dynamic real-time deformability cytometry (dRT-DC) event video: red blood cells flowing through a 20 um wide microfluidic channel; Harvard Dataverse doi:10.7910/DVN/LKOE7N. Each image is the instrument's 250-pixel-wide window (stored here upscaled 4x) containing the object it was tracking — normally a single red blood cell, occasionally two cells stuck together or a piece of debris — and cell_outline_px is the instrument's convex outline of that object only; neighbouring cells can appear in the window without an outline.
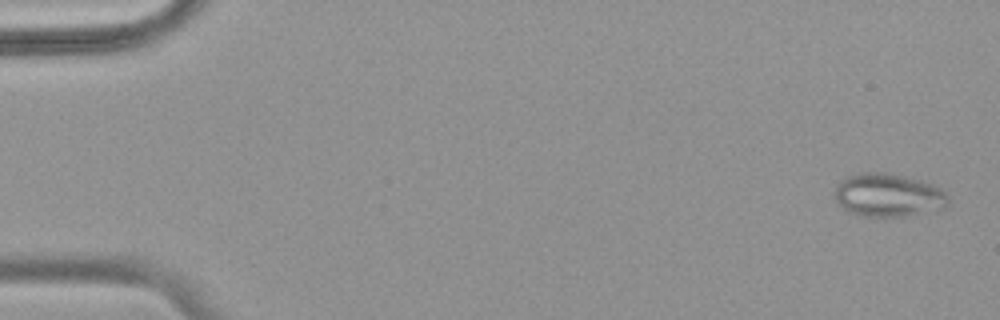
{"species": "common noctule bat (a hibernating species)", "species_latin": "Nyctalus noctula", "temperature_condition": "warm", "stored_images_in_passage": 54, "camera_frame_rate_fps": 3000, "um_per_image_px": 0.085, "animal": {"sex": "female", "body_mass_g": 18.4}, "frame": {"image": 1, "passage_image": 2, "time_ms": 0.333, "image_size_px": [1000, 320], "cell_outline_px": [[948, 204], [940, 208], [900, 216], [864, 216], [844, 208], [836, 200], [832, 192], [836, 184], [840, 180], [848, 176], [860, 172], [888, 172], [920, 180], [932, 184], [940, 188], [948, 196]], "centroid_in_image_um": [75.44, 16.55], "position_along_channel_um": 9.6, "area_um2": 28.26}}
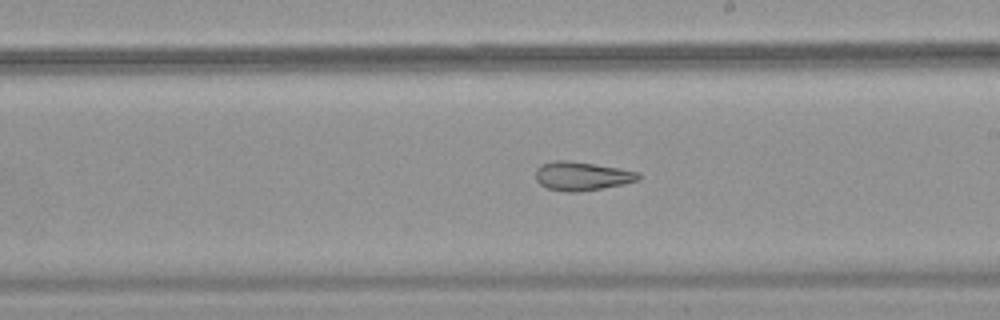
{"frame": {"image": 2, "passage_image": 32, "time_ms": 10.333, "image_size_px": [1000, 320], "cell_outline_px": [[640, 180], [624, 184], [580, 192], [568, 192], [548, 188], [540, 184], [536, 180], [536, 168], [540, 164], [552, 160], [568, 160], [596, 164], [620, 168], [640, 172]], "centroid_in_image_um": [49.46, 14.95], "position_along_channel_um": 239.5, "area_um2": 17.46}}
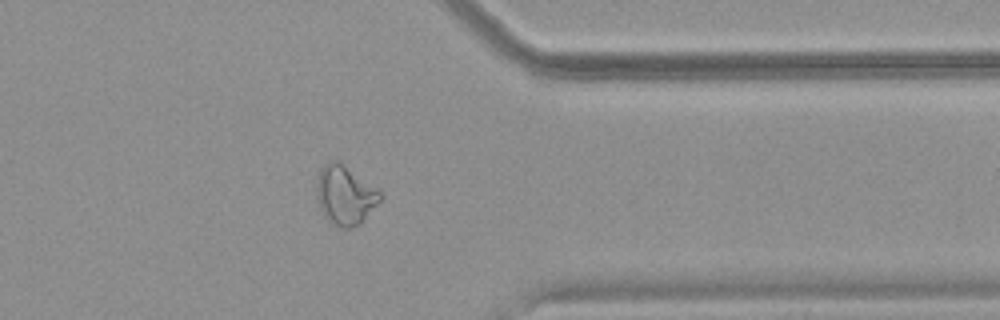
{"frame": {"image": 3, "passage_image": 44, "time_ms": 14.333, "image_size_px": [1000, 320], "cell_outline_px": [[380, 200], [360, 224], [348, 228], [344, 228], [328, 220], [324, 216], [320, 208], [316, 196], [316, 184], [320, 168], [324, 164], [332, 160], [336, 160], [380, 192]], "centroid_in_image_um": [29.27, 16.6], "position_along_channel_um": 382.1, "area_um2": 21.15}, "authors_computed_cell_mechanics": {"area_um2": 22.1663, "velocity_mm_per_s": 3.7467, "shape_relaxation_time_tau1_ms": null, "shape_relaxation_time_tau2_ms": 2.602, "deformation_change_tau1": null, "deformation_change_tau2": 0.1053}}